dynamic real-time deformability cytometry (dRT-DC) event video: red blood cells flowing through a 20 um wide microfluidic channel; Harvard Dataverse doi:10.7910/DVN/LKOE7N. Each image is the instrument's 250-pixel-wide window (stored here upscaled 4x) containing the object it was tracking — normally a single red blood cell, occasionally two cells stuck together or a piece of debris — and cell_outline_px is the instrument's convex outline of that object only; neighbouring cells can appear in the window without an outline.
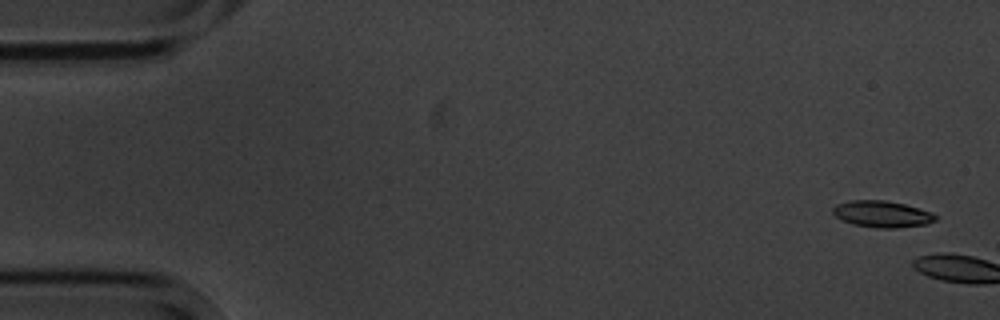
{"species": "common noctule bat (a hibernating species)", "species_latin": "Nyctalus noctula", "temperature_condition": "cold", "stored_images_in_passage": 2, "camera_frame_rate_fps": 3000, "um_per_image_px": 0.085, "animal": {"sex": "male", "body_mass_g": 20.1, "forearm_length_mm": 53.5}, "frame": {"image": 1, "passage_image": 1, "time_ms": 0.0, "image_size_px": [1000, 320], "cell_outline_px": [[936, 220], [928, 224], [896, 228], [884, 228], [852, 224], [840, 220], [832, 212], [832, 208], [836, 204], [848, 200], [884, 200], [904, 204], [932, 212], [936, 216]], "centroid_in_image_um": [74.95, 18.19], "position_along_channel_um": 10.0, "area_um2": 15.9}}